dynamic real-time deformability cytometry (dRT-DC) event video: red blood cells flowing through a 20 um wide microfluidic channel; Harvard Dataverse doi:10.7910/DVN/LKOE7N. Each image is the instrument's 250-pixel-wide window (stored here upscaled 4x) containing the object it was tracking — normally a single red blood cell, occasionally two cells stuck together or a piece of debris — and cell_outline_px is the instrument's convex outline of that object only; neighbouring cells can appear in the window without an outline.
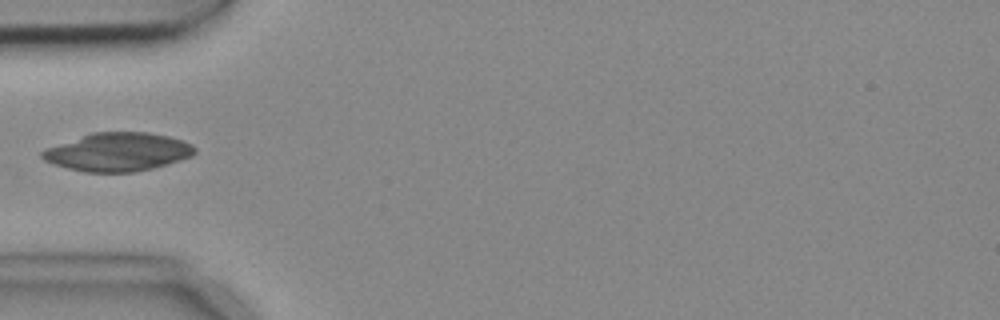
{"species": "common noctule bat (a hibernating species)", "species_latin": "Nyctalus noctula", "temperature_condition": "cold", "stored_images_in_passage": 5, "camera_frame_rate_fps": 3000, "um_per_image_px": 0.085, "animal": {"sex": "female", "body_mass_g": 18.4}, "frame": {"image": 1, "passage_image": 5, "time_ms": 1.333, "image_size_px": [1000, 320], "cell_outline_px": [[196, 152], [192, 156], [168, 164], [152, 168], [132, 172], [84, 172], [68, 168], [44, 160], [40, 156], [40, 152], [44, 148], [92, 132], [148, 132], [168, 136], [192, 144], [196, 148]], "centroid_in_image_um": [10.0, 12.91], "position_along_channel_um": 75.0, "area_um2": 34.1}}